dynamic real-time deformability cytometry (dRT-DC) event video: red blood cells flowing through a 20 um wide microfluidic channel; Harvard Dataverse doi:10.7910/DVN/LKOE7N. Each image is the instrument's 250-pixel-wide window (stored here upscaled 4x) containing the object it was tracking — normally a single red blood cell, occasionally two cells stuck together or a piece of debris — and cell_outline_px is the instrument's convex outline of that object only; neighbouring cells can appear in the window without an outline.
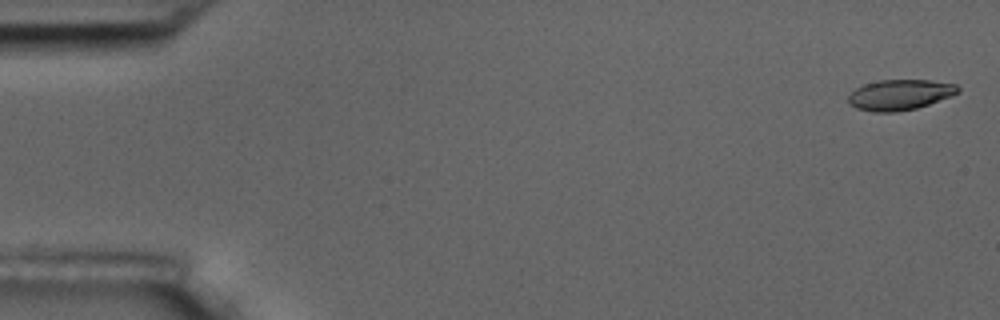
{"species": "common noctule bat (a hibernating species)", "species_latin": "Nyctalus noctula", "temperature_condition": "room temperature", "stored_images_in_passage": 6, "camera_frame_rate_fps": 3000, "um_per_image_px": 0.085, "animal": {"sex": "male", "body_mass_g": 17.5, "forearm_length_mm": 52.3}, "frame": {"image": 1, "passage_image": 1, "time_ms": 0.0, "image_size_px": [1000, 320], "cell_outline_px": [[960, 92], [928, 104], [916, 108], [896, 112], [872, 112], [856, 108], [848, 104], [848, 96], [856, 88], [864, 84], [880, 80], [928, 80], [956, 84], [960, 88]], "centroid_in_image_um": [76.46, 8.06], "position_along_channel_um": 8.5, "area_um2": 19.42}}
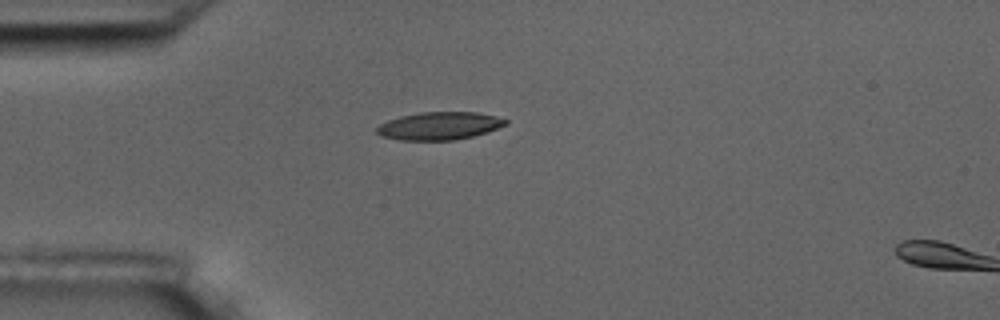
{"frame": {"image": 2, "passage_image": 5, "time_ms": 4.667, "image_size_px": [1000, 320], "cell_outline_px": [[508, 124], [488, 132], [472, 136], [452, 140], [400, 140], [380, 136], [376, 132], [376, 128], [380, 124], [388, 120], [400, 116], [420, 112], [476, 112], [496, 116], [508, 120]], "centroid_in_image_um": [37.34, 10.7], "position_along_channel_um": 47.7, "area_um2": 20.92}}